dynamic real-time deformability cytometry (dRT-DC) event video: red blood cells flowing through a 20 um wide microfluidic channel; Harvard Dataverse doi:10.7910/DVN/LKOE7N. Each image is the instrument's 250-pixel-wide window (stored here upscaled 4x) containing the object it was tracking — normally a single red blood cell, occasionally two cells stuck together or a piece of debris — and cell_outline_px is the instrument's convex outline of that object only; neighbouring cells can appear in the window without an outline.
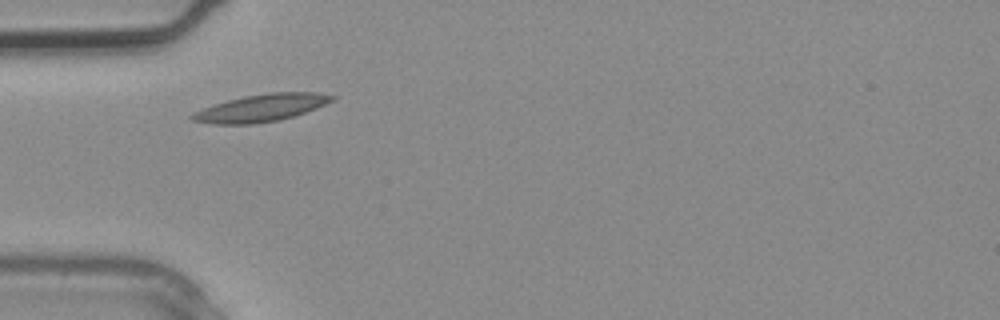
{"species": "common noctule bat (a hibernating species)", "species_latin": "Nyctalus noctula", "temperature_condition": "warm", "stored_images_in_passage": 4, "camera_frame_rate_fps": 3000, "um_per_image_px": 0.085, "animal": {"sex": "male", "body_mass_g": 20.4}, "frame": {"image": 1, "passage_image": 4, "time_ms": 1.0, "image_size_px": [1000, 320], "cell_outline_px": [[336, 100], [296, 116], [280, 120], [252, 124], [212, 124], [192, 120], [188, 116], [192, 112], [228, 100], [244, 96], [268, 92], [320, 92], [336, 96]], "centroid_in_image_um": [22.25, 9.17], "position_along_channel_um": 62.8, "area_um2": 22.48}}